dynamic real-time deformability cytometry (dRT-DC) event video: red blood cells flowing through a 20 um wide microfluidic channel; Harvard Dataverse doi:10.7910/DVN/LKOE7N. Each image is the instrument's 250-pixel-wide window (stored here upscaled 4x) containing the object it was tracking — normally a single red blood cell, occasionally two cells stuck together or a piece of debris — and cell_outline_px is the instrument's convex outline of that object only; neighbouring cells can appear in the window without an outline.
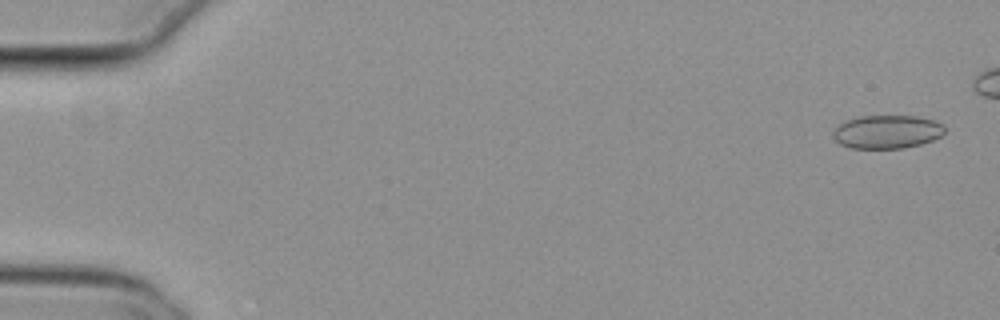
{"species": "common noctule bat (a hibernating species)", "species_latin": "Nyctalus noctula", "temperature_condition": "cold", "stored_images_in_passage": 9, "camera_frame_rate_fps": 3000, "um_per_image_px": 0.085, "animal": {"sex": "female", "body_mass_g": 29.2, "forearm_length_mm": 56.3}, "frame": {"image": 1, "passage_image": 2, "time_ms": 0.333, "image_size_px": [1000, 320], "cell_outline_px": [[944, 132], [940, 136], [932, 140], [920, 144], [904, 148], [852, 148], [840, 144], [832, 136], [832, 132], [840, 124], [848, 120], [860, 116], [916, 116], [932, 120], [944, 124]], "centroid_in_image_um": [75.4, 11.2], "position_along_channel_um": 9.6, "area_um2": 21.56}}